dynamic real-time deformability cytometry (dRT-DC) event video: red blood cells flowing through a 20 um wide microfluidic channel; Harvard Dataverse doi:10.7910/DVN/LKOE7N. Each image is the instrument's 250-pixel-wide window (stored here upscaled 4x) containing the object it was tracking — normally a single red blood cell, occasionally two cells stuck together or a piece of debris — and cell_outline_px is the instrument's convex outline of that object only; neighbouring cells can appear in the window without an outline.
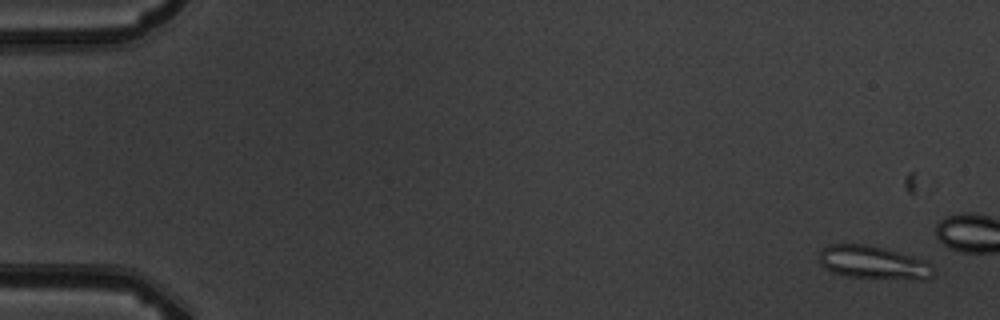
{"species": "common noctule bat (a hibernating species)", "species_latin": "Nyctalus noctula", "temperature_condition": "warm", "stored_images_in_passage": 8, "camera_frame_rate_fps": 3000, "um_per_image_px": 0.085, "animal": {"sex": "male", "body_mass_g": 19.5, "forearm_length_mm": 54.6}, "frame": {"image": 1, "passage_image": 2, "time_ms": 1.0, "image_size_px": [1000, 320], "cell_outline_px": [[936, 272], [928, 280], [916, 280], [848, 276], [832, 272], [824, 268], [820, 264], [820, 252], [824, 248], [832, 244], [868, 244], [884, 248], [924, 260], [932, 264]], "centroid_in_image_um": [74.29, 22.33], "position_along_channel_um": 10.7, "area_um2": 22.14}}
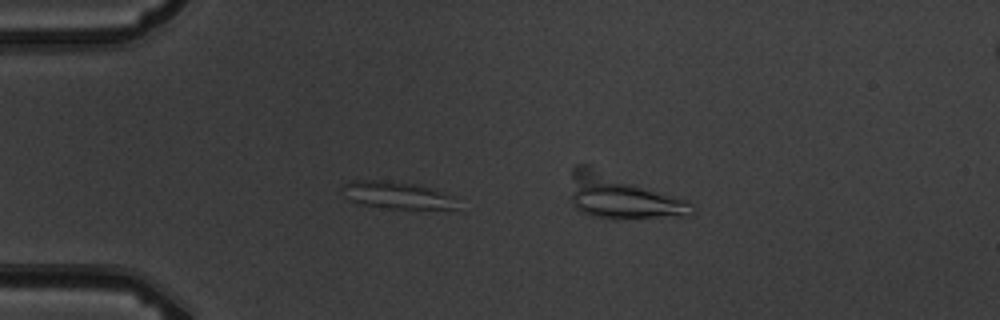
{"frame": {"image": 2, "passage_image": 6, "time_ms": 5.667, "image_size_px": [1000, 320], "cell_outline_px": [[464, 212], [392, 208], [356, 204], [348, 200], [340, 188], [348, 180], [380, 180], [416, 184], [432, 188], [452, 196]], "centroid_in_image_um": [33.86, 16.64], "position_along_channel_um": 51.1, "area_um2": 19.19}}
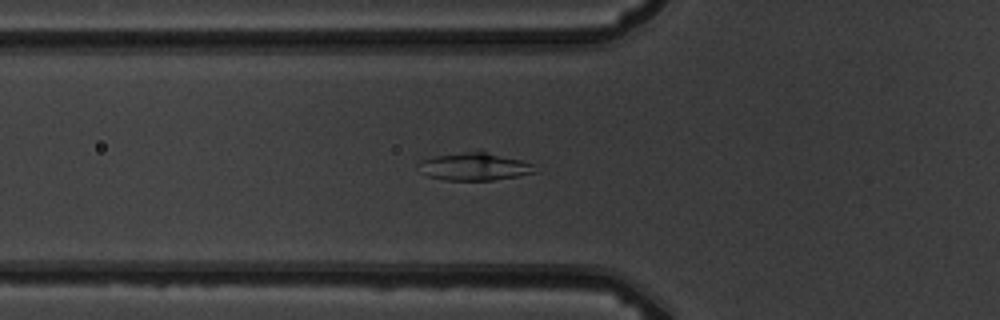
{"frame": {"image": 3, "passage_image": 8, "time_ms": 8.667, "image_size_px": [1000, 320], "cell_outline_px": [[540, 172], [492, 180], [444, 180], [428, 176], [420, 172], [416, 164], [420, 160], [436, 156], [468, 152], [484, 152], [520, 160], [536, 164]], "centroid_in_image_um": [40.34, 14.18], "position_along_channel_um": 85.5, "area_um2": 18.67}}